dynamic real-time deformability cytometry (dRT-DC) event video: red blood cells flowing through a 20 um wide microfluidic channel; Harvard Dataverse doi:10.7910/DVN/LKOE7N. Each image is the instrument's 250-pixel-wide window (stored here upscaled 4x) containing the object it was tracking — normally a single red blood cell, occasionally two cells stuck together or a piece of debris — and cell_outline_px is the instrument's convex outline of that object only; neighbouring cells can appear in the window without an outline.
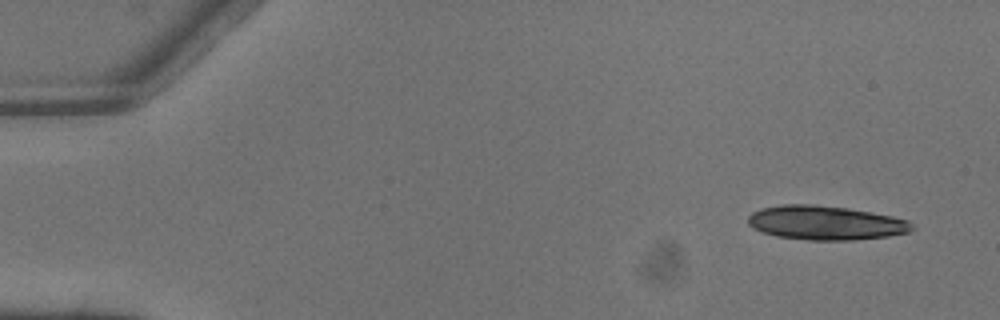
{"species": "common noctule bat (a hibernating species)", "species_latin": "Nyctalus noctula", "temperature_condition": "warm", "stored_images_in_passage": 4, "camera_frame_rate_fps": 3000, "um_per_image_px": 0.085, "animal": {"sex": "male", "body_mass_g": 13.3}, "frame": {"image": 1, "passage_image": 1, "time_ms": 0.0, "image_size_px": [1000, 320], "cell_outline_px": [[916, 228], [908, 232], [888, 236], [852, 240], [808, 240], [776, 236], [760, 232], [752, 228], [748, 224], [748, 216], [752, 212], [760, 208], [780, 204], [816, 204], [848, 208], [872, 212], [892, 216], [908, 220]], "centroid_in_image_um": [70.14, 18.93], "position_along_channel_um": 14.9, "area_um2": 32.95}}